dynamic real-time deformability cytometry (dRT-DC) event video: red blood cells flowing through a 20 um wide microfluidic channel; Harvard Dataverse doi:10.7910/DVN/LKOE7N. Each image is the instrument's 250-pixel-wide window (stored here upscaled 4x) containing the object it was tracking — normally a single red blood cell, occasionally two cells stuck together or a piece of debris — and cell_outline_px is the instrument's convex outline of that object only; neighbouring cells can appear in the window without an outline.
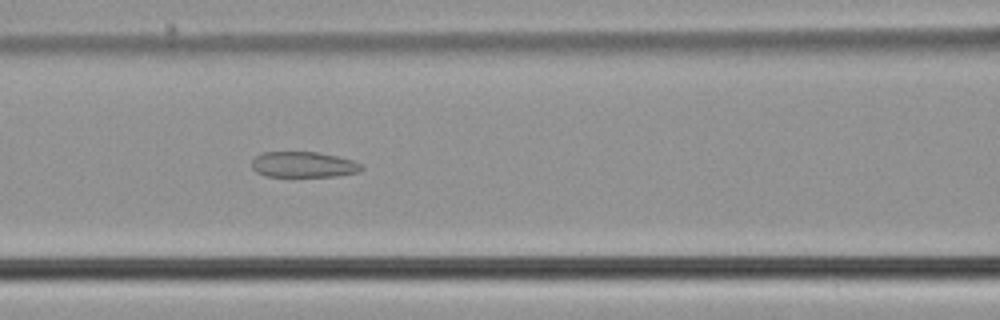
{"species": "common noctule bat (a hibernating species)", "species_latin": "Nyctalus noctula", "temperature_condition": "cold", "stored_images_in_passage": 55, "camera_frame_rate_fps": 3000, "um_per_image_px": 0.085, "animal": {"sex": "male", "body_mass_g": 21.5, "forearm_length_mm": 52.0}, "frame": {"image": 1, "passage_image": 24, "time_ms": 7.667, "image_size_px": [1000, 320], "cell_outline_px": [[364, 168], [360, 172], [336, 176], [264, 176], [256, 172], [252, 168], [252, 160], [260, 152], [316, 152], [336, 156], [352, 160], [364, 164]], "centroid_in_image_um": [25.81, 13.99], "position_along_channel_um": 140.8, "area_um2": 16.53}}
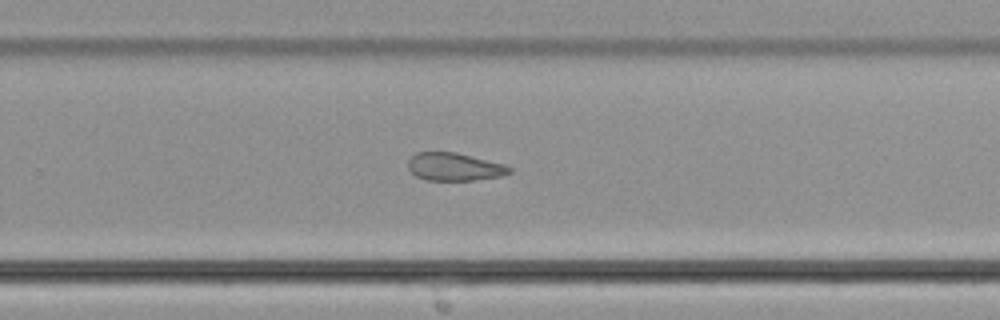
{"frame": {"image": 2, "passage_image": 36, "time_ms": 11.667, "image_size_px": [1000, 320], "cell_outline_px": [[512, 172], [504, 176], [472, 180], [424, 180], [416, 176], [408, 168], [408, 160], [416, 152], [456, 152], [504, 164], [512, 168]], "centroid_in_image_um": [38.63, 14.18], "position_along_channel_um": 291.2, "area_um2": 16.53}}
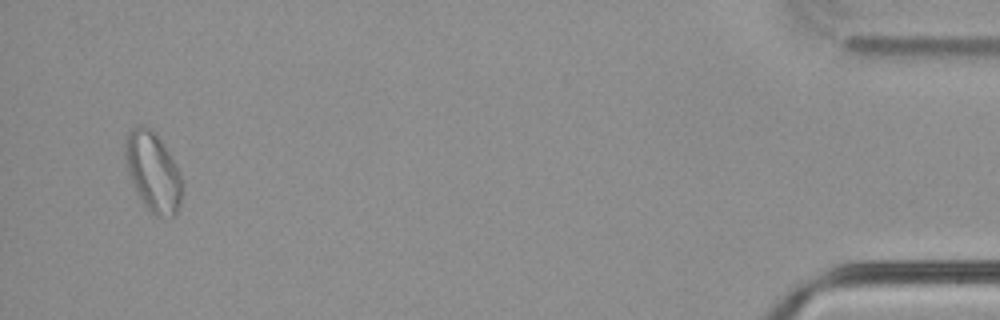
{"frame": {"image": 3, "passage_image": 53, "time_ms": 17.333, "image_size_px": [1000, 320], "cell_outline_px": [[180, 204], [176, 212], [172, 216], [156, 216], [140, 200], [128, 172], [124, 160], [124, 140], [128, 132], [132, 128], [140, 124], [156, 132], [168, 152], [180, 176]], "centroid_in_image_um": [12.94, 14.56], "position_along_channel_um": 422.3, "area_um2": 25.84}, "authors_computed_cell_mechanics": {"area_um2": 20.4034, "velocity_mm_per_s": 3.7644, "shape_relaxation_time_tau1_ms": null, "shape_relaxation_time_tau2_ms": 3.2978, "deformation_change_tau1": null, "deformation_change_tau2": 0.1066}}